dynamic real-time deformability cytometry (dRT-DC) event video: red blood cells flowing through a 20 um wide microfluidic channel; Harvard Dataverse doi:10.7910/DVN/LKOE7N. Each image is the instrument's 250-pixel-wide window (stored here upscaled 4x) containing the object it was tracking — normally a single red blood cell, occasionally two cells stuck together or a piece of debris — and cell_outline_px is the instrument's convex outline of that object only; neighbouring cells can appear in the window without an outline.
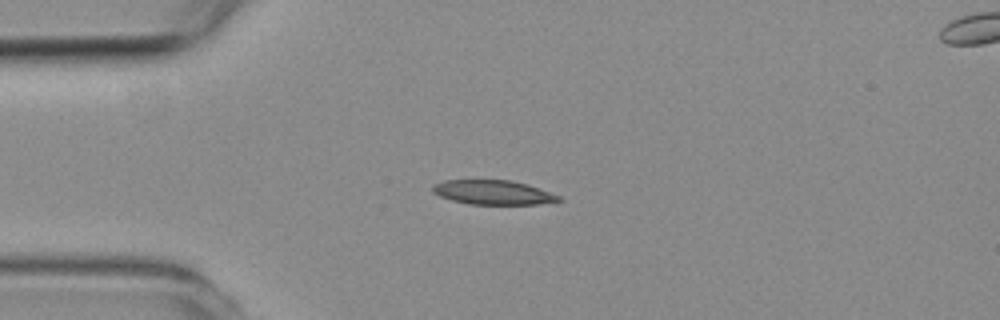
{"species": "common noctule bat (a hibernating species)", "species_latin": "Nyctalus noctula", "temperature_condition": "room temperature", "stored_images_in_passage": 4, "segment_of_instrument_passage": [1, 2], "camera_frame_rate_fps": 3000, "um_per_image_px": 0.085, "animal": {"sex": "female", "body_mass_g": 19.3, "forearm_length_mm": 54.1}, "frame": {"image": 1, "passage_image": 3, "time_ms": 2.333, "image_size_px": [1000, 320], "cell_outline_px": [[564, 200], [536, 204], [468, 204], [452, 200], [440, 196], [432, 192], [432, 184], [444, 180], [512, 180], [528, 184], [560, 196]], "centroid_in_image_um": [41.89, 16.34], "position_along_channel_um": 43.1, "area_um2": 17.92}}